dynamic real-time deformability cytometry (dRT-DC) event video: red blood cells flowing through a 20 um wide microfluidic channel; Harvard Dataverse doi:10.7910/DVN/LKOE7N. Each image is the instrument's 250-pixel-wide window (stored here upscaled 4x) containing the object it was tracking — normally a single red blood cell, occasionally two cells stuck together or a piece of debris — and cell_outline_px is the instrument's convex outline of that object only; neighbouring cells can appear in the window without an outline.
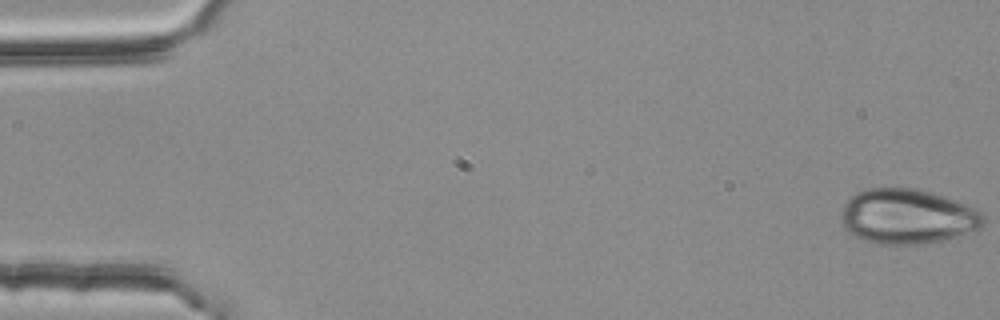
{"species": "common noctule bat (a hibernating species)", "species_latin": "Nyctalus noctula", "temperature_condition": "room temperature", "stored_images_in_passage": 4, "camera_frame_rate_fps": 3000, "um_per_image_px": 0.085, "animal": {"sex": "female", "body_mass_g": 25.1}, "frame": {"image": 1, "passage_image": 1, "time_ms": 0.0, "image_size_px": [1000, 320], "cell_outline_px": [[984, 224], [980, 228], [956, 236], [940, 240], [916, 244], [880, 244], [864, 240], [848, 232], [844, 228], [840, 220], [840, 212], [844, 204], [856, 192], [868, 188], [916, 188], [956, 200], [968, 204], [976, 208], [984, 216]], "centroid_in_image_um": [77.1, 18.39], "position_along_channel_um": 7.9, "area_um2": 45.49}}